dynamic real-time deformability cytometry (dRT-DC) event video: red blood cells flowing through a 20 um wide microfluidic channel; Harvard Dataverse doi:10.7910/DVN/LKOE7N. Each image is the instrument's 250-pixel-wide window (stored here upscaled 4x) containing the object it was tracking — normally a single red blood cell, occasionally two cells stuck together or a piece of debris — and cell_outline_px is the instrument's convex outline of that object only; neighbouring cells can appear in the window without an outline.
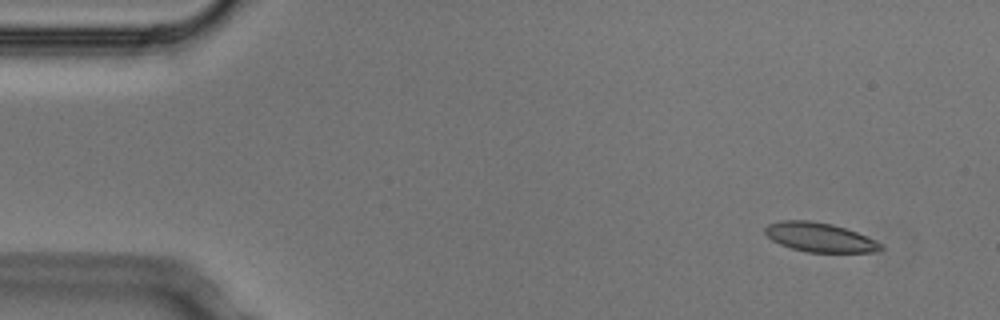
{"species": "Egyptian fruit bat (a non-hibernating species)", "species_latin": "Rousettus aegyptiacus", "temperature_condition": "cold", "stored_images_in_passage": 4, "camera_frame_rate_fps": 3000, "um_per_image_px": 0.085, "animal": {"sex": "male"}, "frame": {"image": 1, "passage_image": 1, "time_ms": 0.0, "image_size_px": [1000, 320], "cell_outline_px": [[884, 248], [872, 252], [808, 252], [792, 248], [780, 244], [772, 240], [764, 232], [764, 228], [768, 224], [780, 220], [808, 220], [832, 224], [856, 232], [880, 244]], "centroid_in_image_um": [69.6, 20.16], "position_along_channel_um": 15.4, "area_um2": 19.36}}
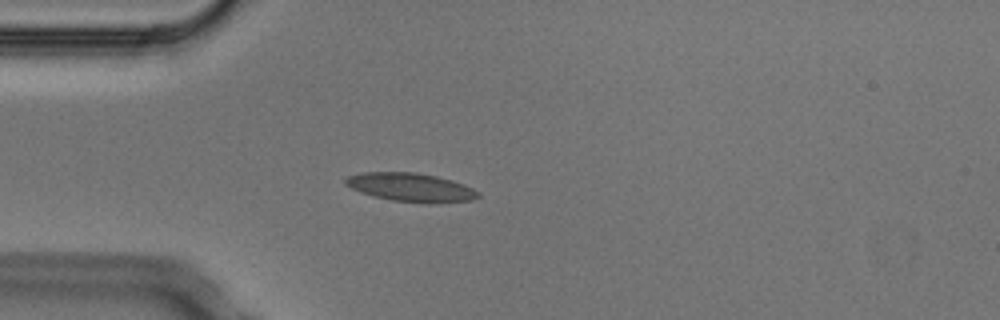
{"frame": {"image": 2, "passage_image": 4, "time_ms": 1.0, "image_size_px": [1000, 320], "cell_outline_px": [[480, 196], [472, 200], [428, 204], [392, 200], [372, 196], [352, 188], [344, 184], [344, 180], [348, 176], [364, 172], [416, 172], [436, 176], [452, 180], [464, 184], [480, 192]], "centroid_in_image_um": [34.94, 15.93], "position_along_channel_um": 50.1, "area_um2": 22.2}}